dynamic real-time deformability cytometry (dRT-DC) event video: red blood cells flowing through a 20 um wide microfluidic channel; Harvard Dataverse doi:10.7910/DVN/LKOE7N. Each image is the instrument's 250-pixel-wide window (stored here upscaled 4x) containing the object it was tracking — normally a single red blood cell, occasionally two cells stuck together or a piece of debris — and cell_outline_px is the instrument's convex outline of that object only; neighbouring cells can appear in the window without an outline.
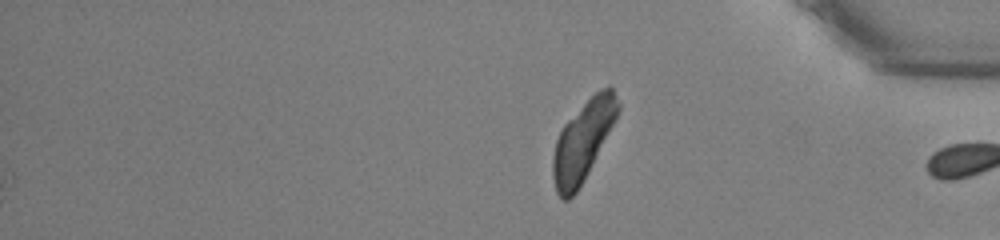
{"species": "common noctule bat (a hibernating species)", "species_latin": "Nyctalus noctula", "temperature_condition": "warm", "stored_images_in_passage": 45, "segment_of_instrument_passage": [2, 2], "camera_frame_rate_fps": 3000, "um_per_image_px": 0.085, "animal": {"sex": "male", "body_mass_g": 13.0, "forearm_length_mm": 53.1}, "frame": {"image": 1, "passage_image": 45, "time_ms": 14.667, "image_size_px": [1000, 240], "cell_outline_px": [[620, 108], [584, 180], [576, 192], [568, 200], [564, 200], [556, 192], [552, 176], [552, 156], [556, 140], [564, 124], [600, 88], [608, 84], [612, 88], [620, 104]], "centroid_in_image_um": [49.51, 11.99], "position_along_channel_um": 385.7, "area_um2": 29.48}}